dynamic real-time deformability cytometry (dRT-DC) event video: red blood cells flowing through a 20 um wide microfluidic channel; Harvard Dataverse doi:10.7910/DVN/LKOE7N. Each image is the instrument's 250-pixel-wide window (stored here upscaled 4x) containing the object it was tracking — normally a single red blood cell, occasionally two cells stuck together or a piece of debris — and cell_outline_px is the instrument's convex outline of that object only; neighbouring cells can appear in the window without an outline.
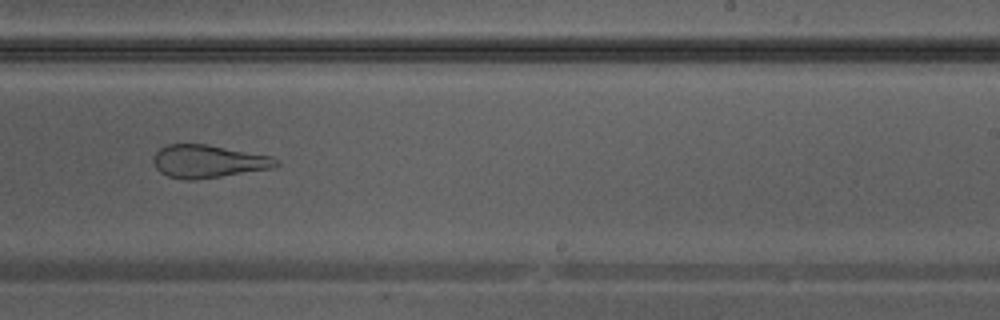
{"species": "Egyptian fruit bat (a non-hibernating species)", "species_latin": "Rousettus aegyptiacus", "temperature_condition": "warm", "stored_images_in_passage": 38, "camera_frame_rate_fps": 3000, "um_per_image_px": 0.085, "animal": {"sex": "male"}, "frame": {"image": 1, "passage_image": 26, "time_ms": 8.333, "image_size_px": [1000, 320], "cell_outline_px": [[280, 164], [272, 168], [196, 180], [184, 180], [168, 176], [160, 172], [156, 168], [152, 160], [156, 152], [160, 148], [168, 144], [208, 144], [272, 156], [280, 160]], "centroid_in_image_um": [17.7, 13.71], "position_along_channel_um": 271.3, "area_um2": 23.64}}